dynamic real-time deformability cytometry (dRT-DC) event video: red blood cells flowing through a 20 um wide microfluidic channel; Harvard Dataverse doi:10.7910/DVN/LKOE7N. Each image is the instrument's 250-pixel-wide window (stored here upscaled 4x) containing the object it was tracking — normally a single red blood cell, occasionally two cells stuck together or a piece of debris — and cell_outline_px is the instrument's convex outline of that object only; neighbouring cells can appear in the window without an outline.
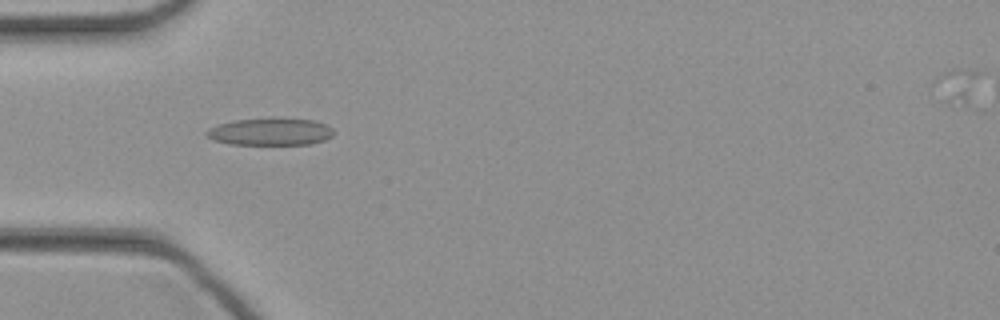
{"species": "common noctule bat (a hibernating species)", "species_latin": "Nyctalus noctula", "temperature_condition": "cold", "stored_images_in_passage": 41, "camera_frame_rate_fps": 3000, "um_per_image_px": 0.085, "animal": {"sex": "female", "body_mass_g": 21.9}, "frame": {"image": 1, "passage_image": 10, "time_ms": 3.0, "image_size_px": [1000, 320], "cell_outline_px": [[336, 132], [332, 136], [324, 140], [312, 144], [228, 144], [212, 140], [204, 136], [204, 132], [208, 128], [220, 124], [236, 120], [272, 116], [316, 120], [332, 128]], "centroid_in_image_um": [22.97, 11.17], "position_along_channel_um": 62.0, "area_um2": 20.87}}
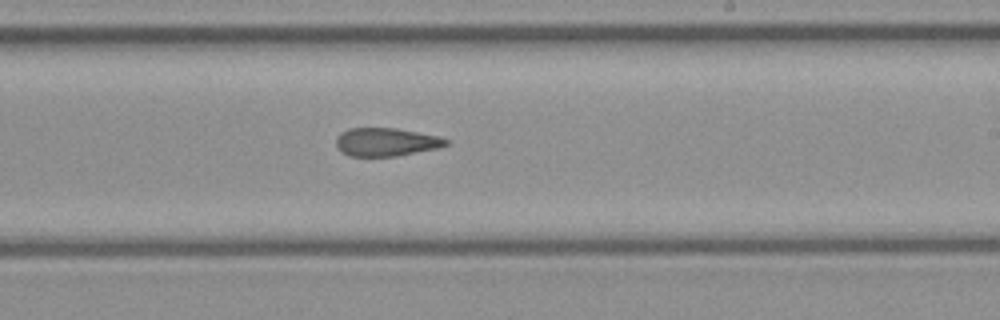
{"frame": {"image": 2, "passage_image": 23, "time_ms": 7.333, "image_size_px": [1000, 320], "cell_outline_px": [[452, 144], [436, 148], [396, 156], [348, 156], [340, 152], [336, 148], [336, 136], [340, 132], [348, 128], [396, 128], [440, 136], [452, 140]], "centroid_in_image_um": [32.82, 12.06], "position_along_channel_um": 256.2, "area_um2": 18.44}}
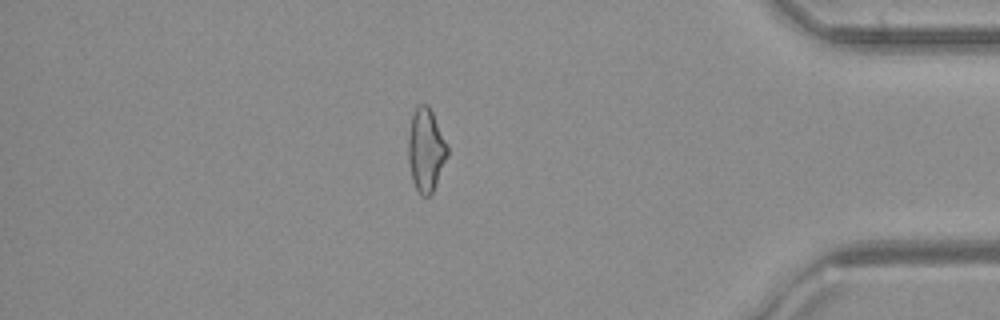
{"frame": {"image": 3, "passage_image": 35, "time_ms": 11.333, "image_size_px": [1000, 320], "cell_outline_px": [[448, 156], [436, 184], [432, 192], [428, 196], [424, 196], [416, 188], [412, 180], [408, 160], [408, 136], [412, 116], [416, 104], [428, 104], [448, 144]], "centroid_in_image_um": [36.21, 12.71], "position_along_channel_um": 399.0, "area_um2": 19.02}}